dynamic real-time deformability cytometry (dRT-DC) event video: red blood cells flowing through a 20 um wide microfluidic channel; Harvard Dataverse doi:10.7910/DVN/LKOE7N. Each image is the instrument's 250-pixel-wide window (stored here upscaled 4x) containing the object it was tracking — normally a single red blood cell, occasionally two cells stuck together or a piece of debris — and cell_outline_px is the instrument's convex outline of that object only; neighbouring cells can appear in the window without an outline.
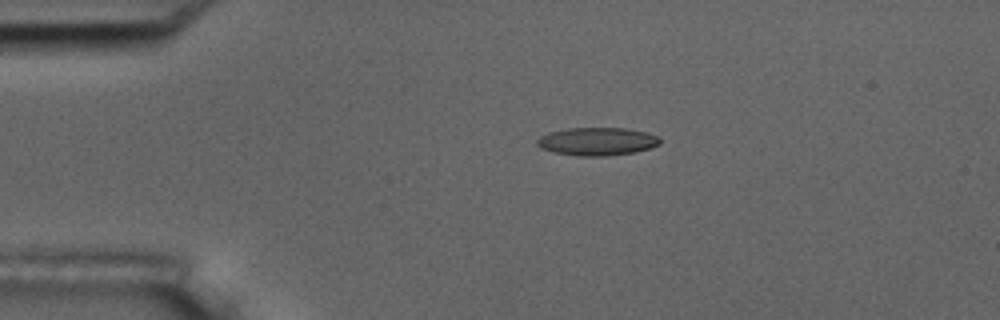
{"species": "common noctule bat (a hibernating species)", "species_latin": "Nyctalus noctula", "temperature_condition": "room temperature", "stored_images_in_passage": 4, "camera_frame_rate_fps": 3000, "um_per_image_px": 0.085, "animal": {"sex": "male", "body_mass_g": 17.5, "forearm_length_mm": 52.3}, "frame": {"image": 1, "passage_image": 3, "time_ms": 2.333, "image_size_px": [1000, 320], "cell_outline_px": [[660, 144], [636, 152], [604, 156], [580, 156], [552, 152], [540, 148], [536, 144], [536, 140], [540, 136], [548, 132], [568, 128], [628, 128], [648, 132], [660, 136]], "centroid_in_image_um": [50.75, 12.01], "position_along_channel_um": 34.2, "area_um2": 20.29}}